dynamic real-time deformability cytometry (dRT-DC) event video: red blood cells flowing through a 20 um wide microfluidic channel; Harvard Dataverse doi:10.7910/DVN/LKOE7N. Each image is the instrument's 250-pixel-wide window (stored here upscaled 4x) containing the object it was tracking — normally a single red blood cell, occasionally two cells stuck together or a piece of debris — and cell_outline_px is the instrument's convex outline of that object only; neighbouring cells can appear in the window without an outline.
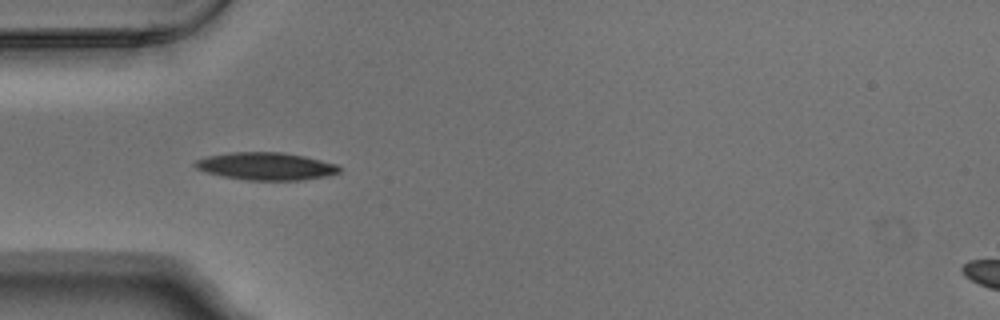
{"species": "Egyptian fruit bat (a non-hibernating species)", "species_latin": "Rousettus aegyptiacus", "temperature_condition": "warm", "stored_images_in_passage": 5, "camera_frame_rate_fps": 3000, "um_per_image_px": 0.085, "animal": {"sex": "male"}, "frame": {"image": 1, "passage_image": 4, "time_ms": 1.0, "image_size_px": [1000, 320], "cell_outline_px": [[340, 172], [328, 176], [300, 180], [248, 180], [224, 176], [208, 172], [196, 168], [192, 164], [196, 160], [208, 156], [228, 152], [284, 152], [304, 156], [336, 164], [340, 168]], "centroid_in_image_um": [22.61, 14.12], "position_along_channel_um": 62.4, "area_um2": 23.06}}
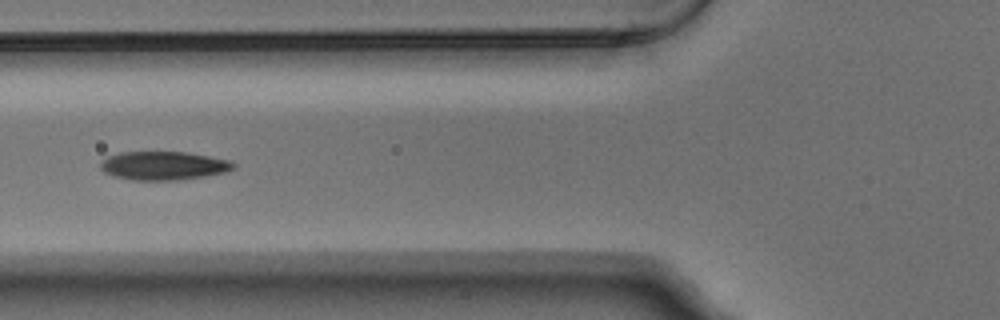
{"frame": {"image": 2, "passage_image": 5, "time_ms": 1.333, "image_size_px": [1000, 320], "cell_outline_px": [[236, 168], [228, 172], [180, 180], [128, 180], [104, 172], [100, 168], [100, 164], [108, 156], [120, 152], [188, 152], [232, 160], [236, 164]], "centroid_in_image_um": [13.97, 14.08], "position_along_channel_um": 111.8, "area_um2": 22.37}}